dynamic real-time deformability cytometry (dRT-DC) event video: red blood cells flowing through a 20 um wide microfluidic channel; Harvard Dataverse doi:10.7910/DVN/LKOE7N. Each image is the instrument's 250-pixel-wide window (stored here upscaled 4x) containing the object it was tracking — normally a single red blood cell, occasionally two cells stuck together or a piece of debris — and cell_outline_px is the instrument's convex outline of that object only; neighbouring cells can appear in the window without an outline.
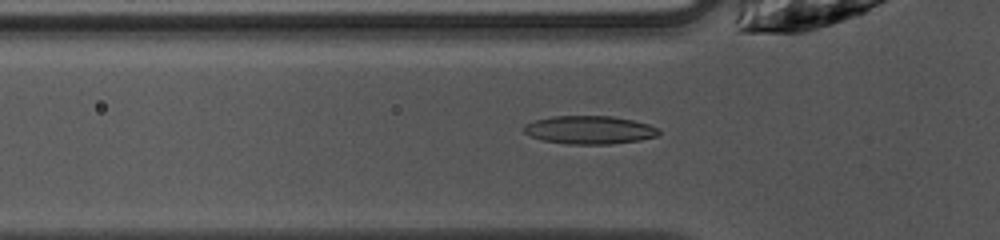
{"species": "common noctule bat (a hibernating species)", "species_latin": "Nyctalus noctula", "temperature_condition": "warm", "stored_images_in_passage": 48, "camera_frame_rate_fps": 3000, "um_per_image_px": 0.085, "animal": {"sex": "female", "body_mass_g": 10.0, "forearm_length_mm": 53.1}, "frame": {"image": 1, "passage_image": 14, "time_ms": 4.333, "image_size_px": [1000, 240], "cell_outline_px": [[660, 132], [656, 136], [640, 140], [608, 144], [568, 144], [544, 140], [532, 136], [524, 132], [524, 124], [536, 120], [552, 116], [612, 116], [632, 120], [648, 124], [660, 128]], "centroid_in_image_um": [50.13, 11.04], "position_along_channel_um": 75.7, "area_um2": 22.02}}
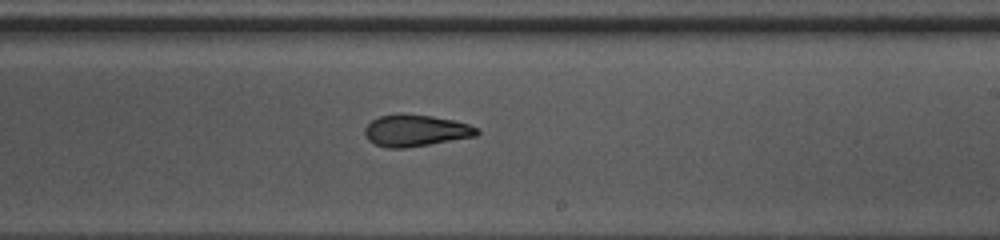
{"frame": {"image": 2, "passage_image": 27, "time_ms": 8.667, "image_size_px": [1000, 240], "cell_outline_px": [[480, 132], [476, 136], [404, 148], [388, 148], [376, 144], [368, 140], [364, 132], [364, 128], [372, 120], [380, 116], [400, 112], [432, 116], [452, 120], [468, 124], [480, 128]], "centroid_in_image_um": [35.32, 11.08], "position_along_channel_um": 253.7, "area_um2": 20.75}}
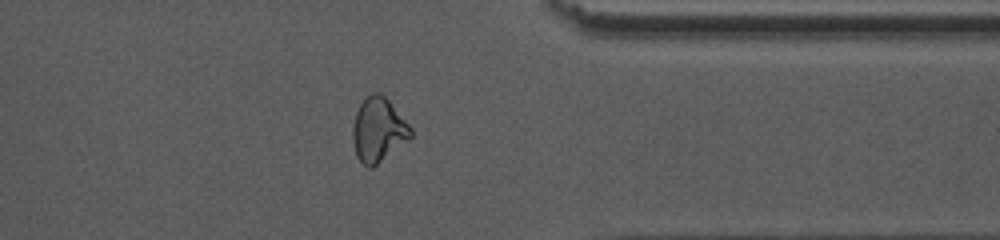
{"frame": {"image": 3, "passage_image": 37, "time_ms": 12.0, "image_size_px": [1000, 240], "cell_outline_px": [[412, 136], [408, 140], [372, 168], [368, 168], [356, 156], [352, 140], [352, 128], [356, 112], [360, 104], [372, 92], [380, 92], [388, 100], [412, 128]], "centroid_in_image_um": [32.14, 11.04], "position_along_channel_um": 379.3, "area_um2": 21.5}, "authors_computed_cell_mechanics": {"area_um2": 21.0103, "velocity_mm_per_s": 4.0811, "shape_relaxation_time_tau1_ms": 8.6074, "shape_relaxation_time_tau2_ms": 2.9933, "deformation_change_tau1": 0.2094, "deformation_change_tau2": 0.1059}}